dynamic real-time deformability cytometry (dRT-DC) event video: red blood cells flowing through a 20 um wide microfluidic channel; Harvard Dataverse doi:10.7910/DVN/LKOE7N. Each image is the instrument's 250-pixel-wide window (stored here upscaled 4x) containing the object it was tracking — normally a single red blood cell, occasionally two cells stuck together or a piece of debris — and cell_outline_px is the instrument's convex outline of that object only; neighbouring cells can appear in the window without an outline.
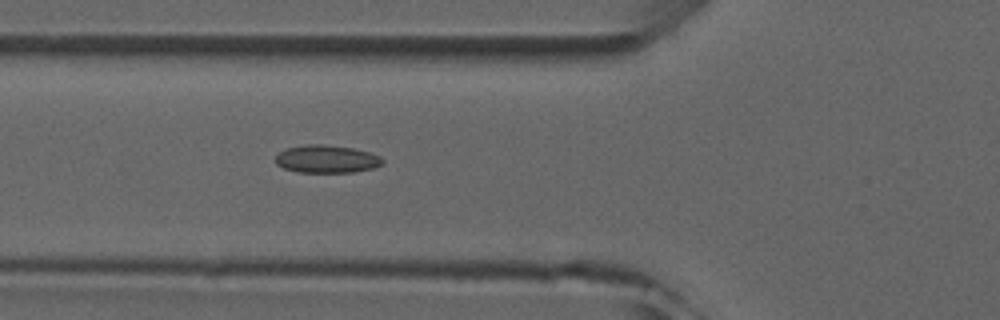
{"species": "common noctule bat (a hibernating species)", "species_latin": "Nyctalus noctula", "temperature_condition": "room temperature", "stored_images_in_passage": 6, "camera_frame_rate_fps": 3000, "um_per_image_px": 0.085, "animal": {"sex": "male", "forearm_length_mm": 52.5}, "frame": {"image": 1, "passage_image": 6, "time_ms": 5.667, "image_size_px": [1000, 320], "cell_outline_px": [[384, 164], [372, 168], [352, 172], [300, 172], [284, 168], [276, 164], [276, 156], [280, 152], [288, 148], [308, 144], [324, 144], [352, 148], [368, 152], [380, 156], [384, 160]], "centroid_in_image_um": [27.79, 13.52], "position_along_channel_um": 98.0, "area_um2": 17.17}}